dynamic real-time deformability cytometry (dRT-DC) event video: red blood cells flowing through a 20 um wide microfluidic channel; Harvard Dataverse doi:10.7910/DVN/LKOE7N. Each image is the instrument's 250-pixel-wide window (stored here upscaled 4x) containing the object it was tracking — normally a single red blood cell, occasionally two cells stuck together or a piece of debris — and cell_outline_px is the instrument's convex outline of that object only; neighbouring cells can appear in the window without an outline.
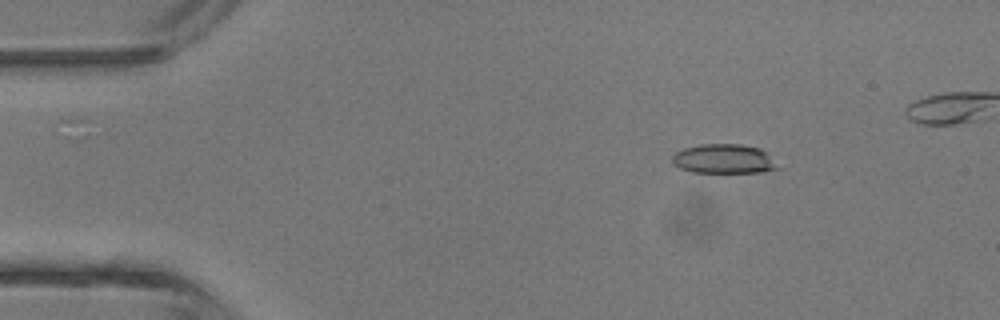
{"species": "common noctule bat (a hibernating species)", "species_latin": "Nyctalus noctula", "temperature_condition": "room temperature", "stored_images_in_passage": 4, "camera_frame_rate_fps": 3000, "um_per_image_px": 0.085, "animal": {"sex": "male", "body_mass_g": 13.3}, "frame": {"image": 1, "passage_image": 2, "time_ms": 1.0, "image_size_px": [1000, 320], "cell_outline_px": [[780, 168], [764, 172], [692, 172], [680, 168], [672, 164], [672, 156], [676, 152], [684, 148], [700, 144], [740, 144], [760, 148], [768, 152]], "centroid_in_image_um": [61.54, 13.5], "position_along_channel_um": 23.5, "area_um2": 18.21}}